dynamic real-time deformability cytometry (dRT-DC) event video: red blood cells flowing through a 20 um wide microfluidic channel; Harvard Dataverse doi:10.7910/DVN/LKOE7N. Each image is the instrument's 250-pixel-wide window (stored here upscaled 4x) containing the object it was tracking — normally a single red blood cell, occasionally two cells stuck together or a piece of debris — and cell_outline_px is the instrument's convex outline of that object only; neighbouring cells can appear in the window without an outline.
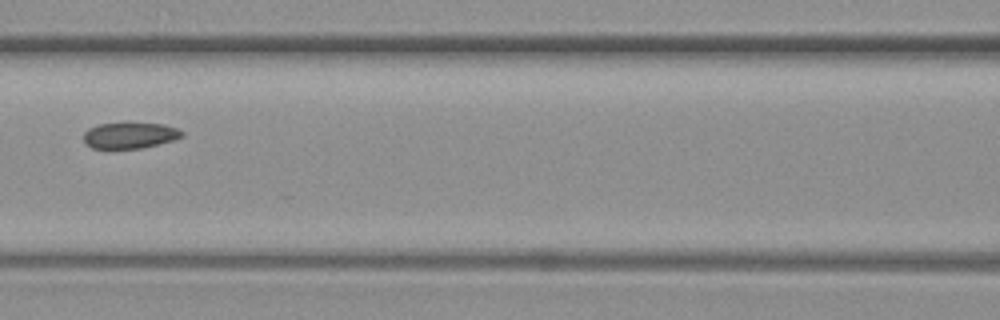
{"species": "common noctule bat (a hibernating species)", "species_latin": "Nyctalus noctula", "temperature_condition": "warm", "stored_images_in_passage": 6, "camera_frame_rate_fps": 3000, "um_per_image_px": 0.085, "animal": {"sex": "female", "body_mass_g": 19.3, "forearm_length_mm": 54.1}, "frame": {"image": 1, "passage_image": 6, "time_ms": 6.0, "image_size_px": [1000, 320], "cell_outline_px": [[184, 136], [172, 140], [140, 148], [108, 152], [92, 148], [84, 144], [84, 132], [88, 128], [100, 124], [124, 120], [164, 124], [176, 128], [184, 132]], "centroid_in_image_um": [10.95, 11.5], "position_along_channel_um": 155.7, "area_um2": 16.18}}